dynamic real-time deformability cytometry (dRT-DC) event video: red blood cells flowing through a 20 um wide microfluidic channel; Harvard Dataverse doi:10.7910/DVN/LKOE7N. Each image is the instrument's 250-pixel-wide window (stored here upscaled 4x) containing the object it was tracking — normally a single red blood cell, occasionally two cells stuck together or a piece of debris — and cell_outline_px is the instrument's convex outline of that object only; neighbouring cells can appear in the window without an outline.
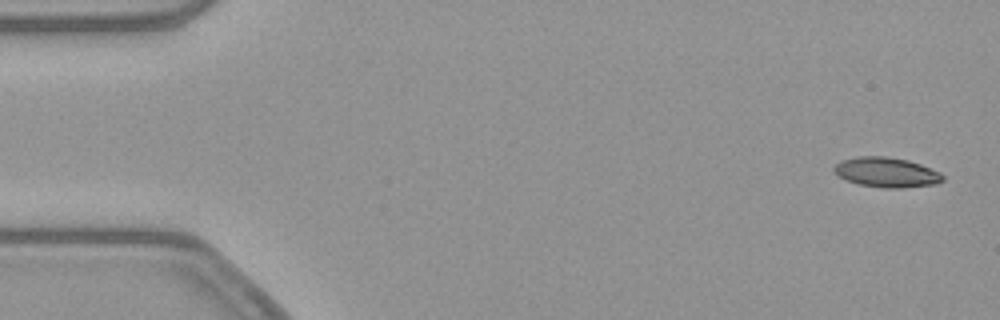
{"species": "common noctule bat (a hibernating species)", "species_latin": "Nyctalus noctula", "temperature_condition": "warm", "stored_images_in_passage": 54, "segment_of_instrument_passage": [1, 2], "camera_frame_rate_fps": 3000, "um_per_image_px": 0.085, "animal": {"sex": "female", "body_mass_g": 21.9}, "frame": {"image": 1, "passage_image": 2, "time_ms": 0.333, "image_size_px": [1000, 320], "cell_outline_px": [[944, 180], [936, 184], [900, 188], [880, 188], [860, 184], [848, 180], [840, 176], [832, 168], [840, 160], [860, 156], [884, 156], [908, 160], [920, 164], [940, 172], [944, 176]], "centroid_in_image_um": [75.37, 14.64], "position_along_channel_um": 9.6, "area_um2": 18.84}}
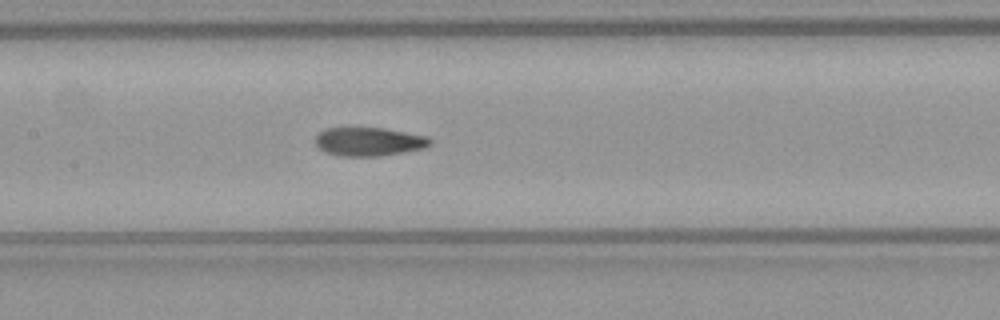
{"frame": {"image": 2, "passage_image": 25, "time_ms": 8.0, "image_size_px": [1000, 320], "cell_outline_px": [[432, 144], [424, 148], [404, 152], [380, 156], [340, 156], [324, 152], [316, 148], [316, 136], [324, 128], [384, 128], [428, 136], [432, 140]], "centroid_in_image_um": [31.35, 12.04], "position_along_channel_um": 176.0, "area_um2": 19.31}}
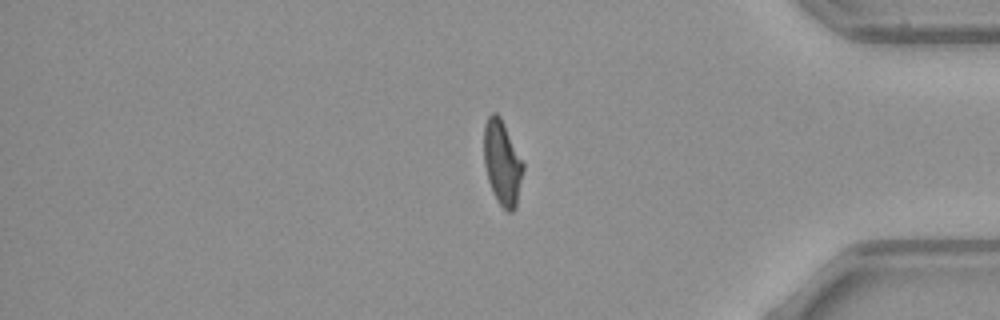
{"frame": {"image": 3, "passage_image": 44, "time_ms": 14.333, "image_size_px": [1000, 320], "cell_outline_px": [[524, 168], [516, 208], [512, 212], [508, 212], [496, 200], [492, 192], [488, 180], [484, 164], [484, 124], [488, 116], [492, 112], [496, 112], [500, 116], [524, 164]], "centroid_in_image_um": [42.68, 13.85], "position_along_channel_um": 392.5, "area_um2": 19.36}}